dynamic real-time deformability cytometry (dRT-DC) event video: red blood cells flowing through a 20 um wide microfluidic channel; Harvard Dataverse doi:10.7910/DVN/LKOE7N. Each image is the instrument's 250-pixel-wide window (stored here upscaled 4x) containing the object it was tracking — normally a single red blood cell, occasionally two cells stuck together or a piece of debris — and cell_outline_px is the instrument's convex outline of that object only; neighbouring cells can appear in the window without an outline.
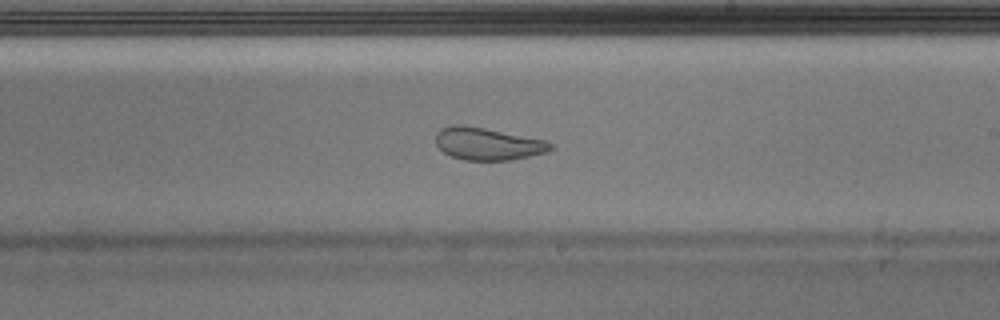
{"species": "Egyptian fruit bat (a non-hibernating species)", "species_latin": "Rousettus aegyptiacus", "temperature_condition": "warm", "stored_images_in_passage": 51, "camera_frame_rate_fps": 3000, "um_per_image_px": 0.085, "animal": {"sex": "male"}, "frame": {"image": 1, "passage_image": 30, "time_ms": 9.667, "image_size_px": [1000, 320], "cell_outline_px": [[556, 148], [548, 152], [508, 160], [464, 160], [452, 156], [444, 152], [436, 144], [436, 132], [440, 128], [448, 124], [464, 124], [544, 140], [552, 144]], "centroid_in_image_um": [41.42, 12.21], "position_along_channel_um": 247.6, "area_um2": 21.68}}